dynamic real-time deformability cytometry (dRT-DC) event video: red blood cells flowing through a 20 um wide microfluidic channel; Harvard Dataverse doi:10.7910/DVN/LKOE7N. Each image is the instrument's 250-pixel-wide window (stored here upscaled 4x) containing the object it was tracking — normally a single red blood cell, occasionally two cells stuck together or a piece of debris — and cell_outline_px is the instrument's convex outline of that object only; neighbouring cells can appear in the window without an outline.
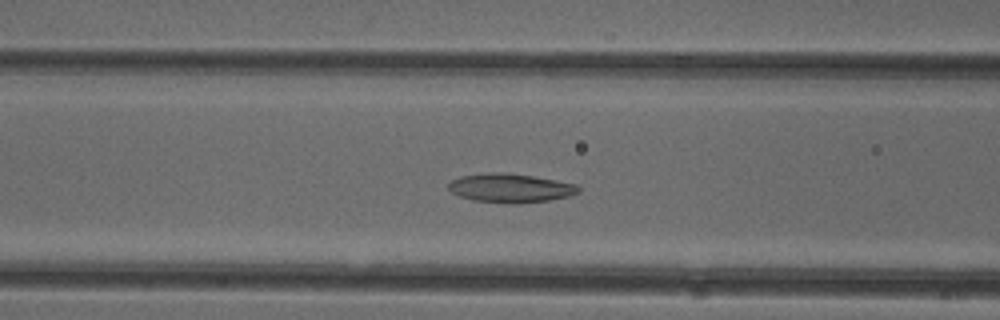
{"species": "common noctule bat (a hibernating species)", "species_latin": "Nyctalus noctula", "temperature_condition": "cold", "stored_images_in_passage": 35, "camera_frame_rate_fps": 3000, "um_per_image_px": 0.085, "animal": {"sex": "female"}, "frame": {"image": 1, "passage_image": 13, "time_ms": 4.0, "image_size_px": [1000, 320], "cell_outline_px": [[580, 192], [568, 196], [548, 200], [520, 204], [516, 204], [472, 200], [460, 196], [452, 192], [448, 188], [448, 184], [452, 180], [460, 176], [488, 172], [504, 172], [532, 176], [576, 184], [580, 188]], "centroid_in_image_um": [43.37, 15.98], "position_along_channel_um": 123.2, "area_um2": 21.85}}
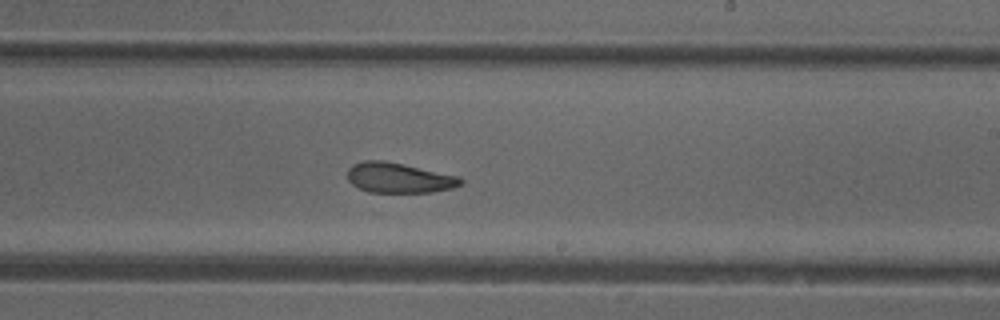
{"frame": {"image": 2, "passage_image": 23, "time_ms": 7.333, "image_size_px": [1000, 320], "cell_outline_px": [[464, 184], [452, 188], [432, 192], [368, 192], [352, 184], [348, 180], [348, 168], [352, 164], [364, 160], [384, 160], [404, 164], [460, 176], [464, 180]], "centroid_in_image_um": [33.93, 15.11], "position_along_channel_um": 255.1, "area_um2": 20.06}}
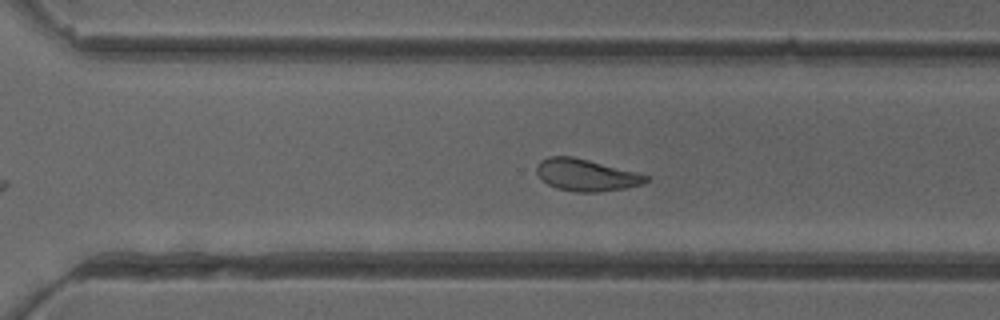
{"frame": {"image": 3, "passage_image": 28, "time_ms": 9.0, "image_size_px": [1000, 320], "cell_outline_px": [[648, 180], [644, 184], [624, 188], [600, 192], [576, 192], [556, 188], [548, 184], [536, 172], [536, 168], [540, 160], [548, 156], [572, 156], [636, 172], [648, 176]], "centroid_in_image_um": [49.81, 14.88], "position_along_channel_um": 320.8, "area_um2": 20.17}, "authors_computed_cell_mechanics": {"area_um2": 20.9236, "velocity_mm_per_s": 3.9522, "shape_relaxation_time_tau1_ms": null, "shape_relaxation_time_tau2_ms": 2.4997, "deformation_change_tau1": null, "deformation_change_tau2": 0.0933}}